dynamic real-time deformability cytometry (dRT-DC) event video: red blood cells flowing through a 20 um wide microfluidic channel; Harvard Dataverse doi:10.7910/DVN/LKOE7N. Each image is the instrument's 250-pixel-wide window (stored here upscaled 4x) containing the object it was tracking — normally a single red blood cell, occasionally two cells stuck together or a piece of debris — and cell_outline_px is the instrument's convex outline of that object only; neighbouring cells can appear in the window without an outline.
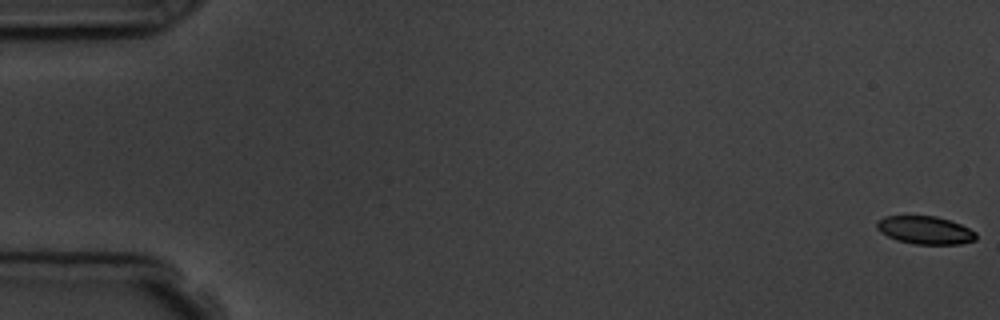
{"species": "common noctule bat (a hibernating species)", "species_latin": "Nyctalus noctula", "temperature_condition": "room temperature", "stored_images_in_passage": 8, "camera_frame_rate_fps": 3000, "um_per_image_px": 0.085, "animal": {"sex": "male", "body_mass_g": 19.5, "forearm_length_mm": 54.6}, "frame": {"image": 1, "passage_image": 1, "time_ms": 0.0, "image_size_px": [1000, 320], "cell_outline_px": [[976, 240], [960, 244], [912, 244], [896, 240], [880, 232], [876, 228], [876, 220], [884, 216], [936, 216], [960, 224], [976, 232]], "centroid_in_image_um": [78.6, 19.56], "position_along_channel_um": 6.4, "area_um2": 16.24}}
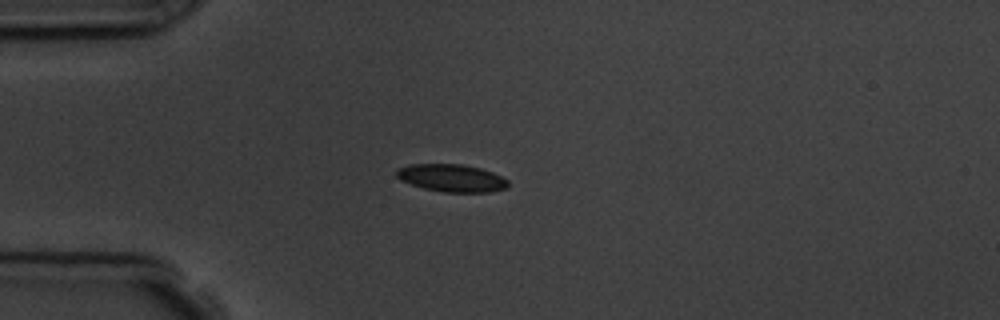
{"frame": {"image": 2, "passage_image": 5, "time_ms": 4.667, "image_size_px": [1000, 320], "cell_outline_px": [[508, 188], [492, 192], [444, 192], [424, 188], [400, 180], [396, 176], [396, 168], [408, 164], [464, 164], [480, 168], [492, 172], [508, 180]], "centroid_in_image_um": [38.38, 15.12], "position_along_channel_um": 46.6, "area_um2": 18.03}}